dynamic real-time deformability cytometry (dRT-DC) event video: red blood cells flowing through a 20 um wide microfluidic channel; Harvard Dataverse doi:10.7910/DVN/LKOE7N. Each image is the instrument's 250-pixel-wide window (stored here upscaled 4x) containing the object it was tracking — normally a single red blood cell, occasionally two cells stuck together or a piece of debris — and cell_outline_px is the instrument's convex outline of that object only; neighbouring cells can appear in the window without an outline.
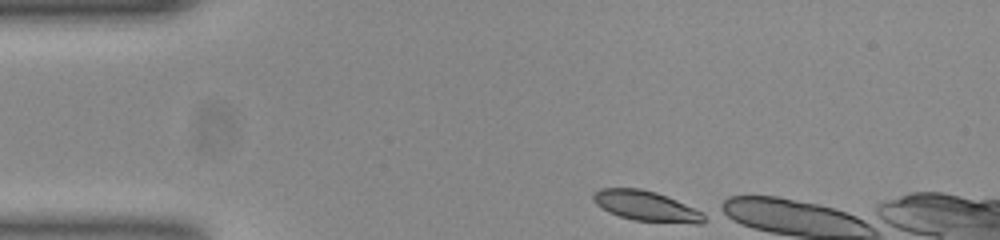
{"species": "common noctule bat (a hibernating species)", "species_latin": "Nyctalus noctula", "temperature_condition": "room temperature", "stored_images_in_passage": 5, "camera_frame_rate_fps": 3000, "um_per_image_px": 0.085, "animal": {"sex": "female", "body_mass_g": 23.0, "forearm_length_mm": 53.4}, "frame": {"image": 1, "passage_image": 1, "time_ms": 0.0, "image_size_px": [1000, 240], "cell_outline_px": [[708, 220], [704, 224], [696, 224], [632, 220], [608, 212], [596, 204], [592, 200], [592, 196], [596, 192], [604, 188], [636, 188], [656, 192], [676, 200], [708, 216]], "centroid_in_image_um": [54.95, 17.54], "position_along_channel_um": 30.0, "area_um2": 19.42}}